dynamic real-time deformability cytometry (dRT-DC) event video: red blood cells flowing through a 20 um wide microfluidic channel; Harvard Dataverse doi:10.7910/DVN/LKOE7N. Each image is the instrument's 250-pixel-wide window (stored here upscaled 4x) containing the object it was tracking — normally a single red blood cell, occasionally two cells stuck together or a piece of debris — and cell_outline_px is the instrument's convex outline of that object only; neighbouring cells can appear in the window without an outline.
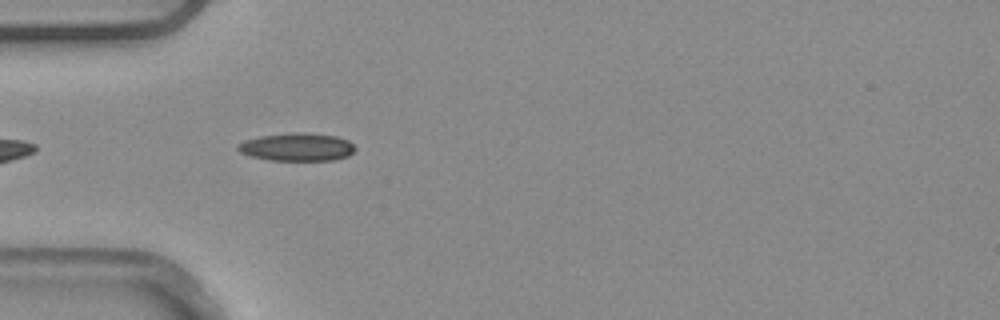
{"species": "common noctule bat (a hibernating species)", "species_latin": "Nyctalus noctula", "temperature_condition": "warm", "stored_images_in_passage": 8, "camera_frame_rate_fps": 3000, "um_per_image_px": 0.085, "animal": {"sex": "male", "body_mass_g": 20.4}, "frame": {"image": 1, "passage_image": 4, "time_ms": 1.0, "image_size_px": [1000, 320], "cell_outline_px": [[356, 148], [348, 156], [332, 160], [272, 160], [252, 156], [240, 152], [236, 148], [236, 144], [244, 140], [260, 136], [292, 132], [304, 132], [336, 136], [348, 140]], "centroid_in_image_um": [25.23, 12.48], "position_along_channel_um": 59.8, "area_um2": 19.07}}
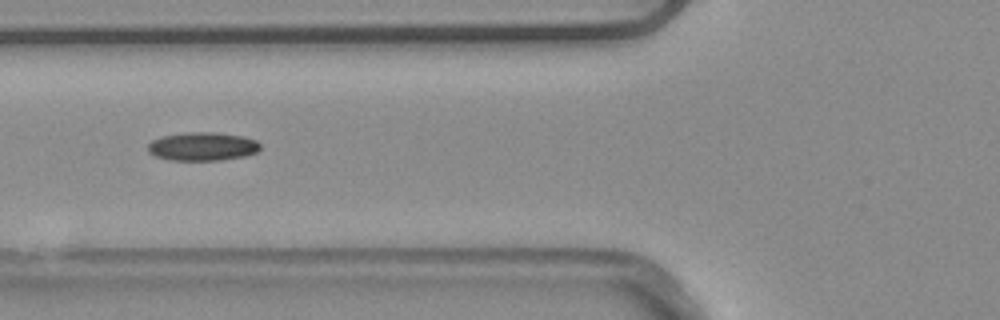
{"frame": {"image": 2, "passage_image": 5, "time_ms": 1.333, "image_size_px": [1000, 320], "cell_outline_px": [[260, 148], [256, 152], [244, 156], [220, 160], [172, 160], [156, 156], [148, 152], [148, 144], [152, 140], [160, 136], [184, 132], [212, 132], [244, 136], [256, 140], [260, 144]], "centroid_in_image_um": [17.2, 12.44], "position_along_channel_um": 108.6, "area_um2": 18.67}}